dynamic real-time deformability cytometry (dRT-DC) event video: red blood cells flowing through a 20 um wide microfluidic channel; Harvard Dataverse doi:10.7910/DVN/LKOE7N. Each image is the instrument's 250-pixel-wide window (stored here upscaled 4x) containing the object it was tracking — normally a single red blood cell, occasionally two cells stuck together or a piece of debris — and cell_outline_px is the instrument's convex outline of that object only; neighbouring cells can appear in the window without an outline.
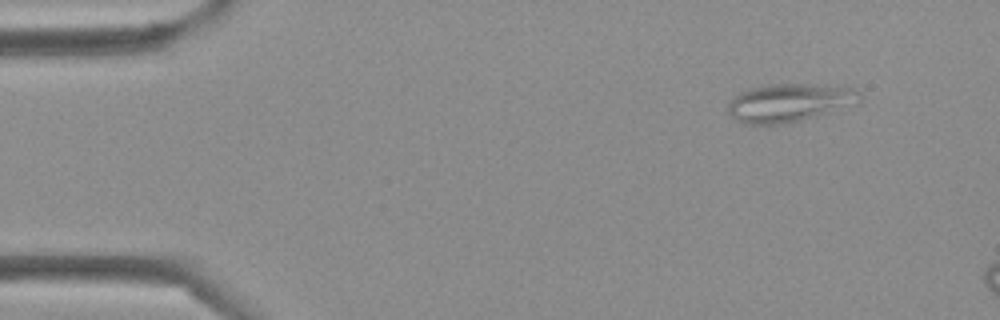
{"species": "Egyptian fruit bat (a non-hibernating species)", "species_latin": "Rousettus aegyptiacus", "temperature_condition": "cold", "stored_images_in_passage": 6, "camera_frame_rate_fps": 3000, "um_per_image_px": 0.085, "frame": {"image": 1, "passage_image": 1, "time_ms": 0.0, "image_size_px": [1000, 320], "cell_outline_px": [[860, 104], [800, 120], [784, 124], [744, 124], [732, 116], [728, 112], [728, 100], [740, 92], [748, 88], [764, 84], [808, 84], [852, 88], [860, 96]], "centroid_in_image_um": [67.06, 8.73], "position_along_channel_um": 17.9, "area_um2": 29.36}}